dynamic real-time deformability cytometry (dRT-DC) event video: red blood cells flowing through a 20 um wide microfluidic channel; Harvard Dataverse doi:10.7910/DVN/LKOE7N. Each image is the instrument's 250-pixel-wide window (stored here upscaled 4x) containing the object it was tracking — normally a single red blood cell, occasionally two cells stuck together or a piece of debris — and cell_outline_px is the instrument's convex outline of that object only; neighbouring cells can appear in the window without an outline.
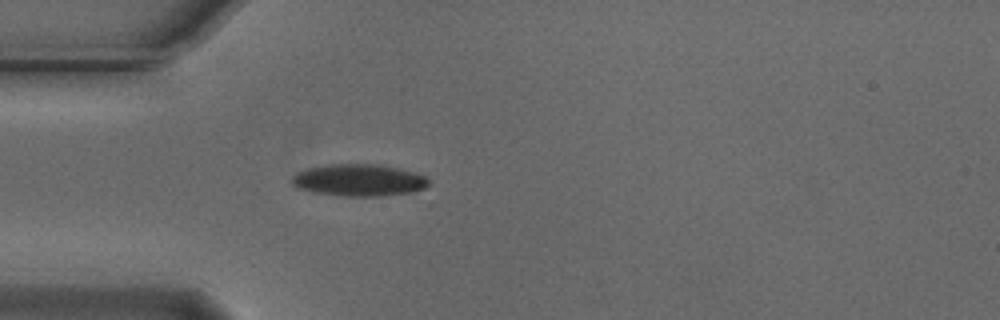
{"species": "Egyptian fruit bat (a non-hibernating species)", "species_latin": "Rousettus aegyptiacus", "temperature_condition": "cold", "stored_images_in_passage": 14, "camera_frame_rate_fps": 3000, "um_per_image_px": 0.085, "animal": {"sex": "male"}, "frame": {"image": 1, "passage_image": 1, "time_ms": 0.0, "image_size_px": [1000, 320], "cell_outline_px": [[428, 184], [424, 188], [412, 192], [380, 196], [344, 196], [312, 192], [296, 188], [292, 184], [292, 176], [296, 172], [308, 168], [328, 164], [376, 164], [400, 168], [424, 176], [428, 180]], "centroid_in_image_um": [30.46, 15.31], "position_along_channel_um": 54.5, "area_um2": 25.49}}
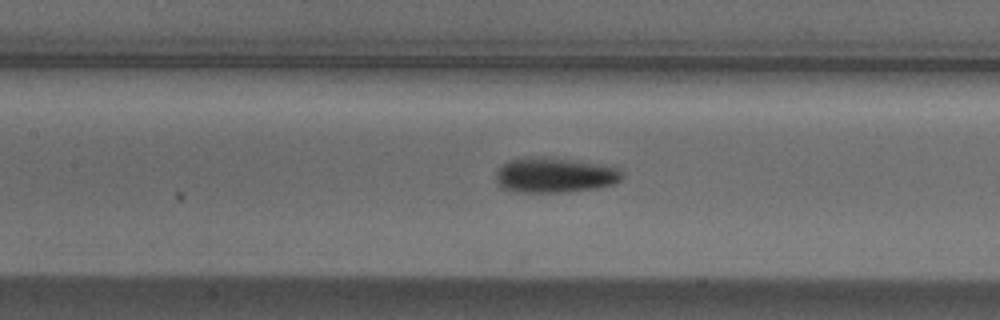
{"frame": {"image": 2, "passage_image": 10, "time_ms": 3.0, "image_size_px": [1000, 320], "cell_outline_px": [[624, 176], [616, 184], [596, 188], [568, 192], [516, 192], [500, 188], [496, 184], [496, 168], [508, 160], [520, 156], [544, 156], [596, 164], [616, 168]], "centroid_in_image_um": [47.04, 14.88], "position_along_channel_um": 160.4, "area_um2": 26.18}}
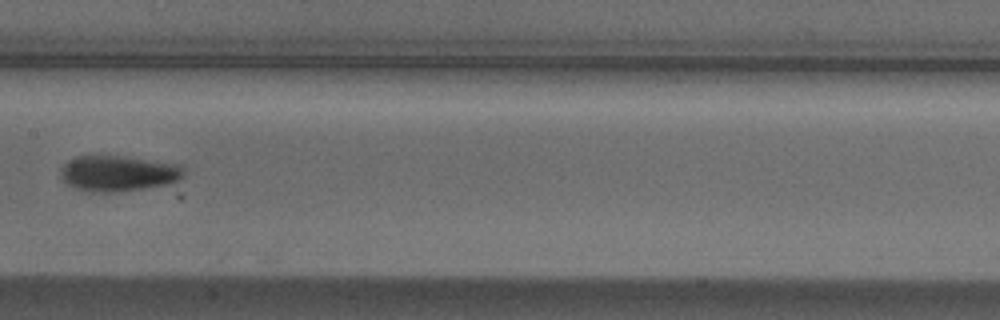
{"frame": {"image": 3, "passage_image": 13, "time_ms": 4.0, "image_size_px": [1000, 320], "cell_outline_px": [[184, 176], [180, 180], [168, 184], [144, 188], [112, 192], [92, 192], [76, 188], [68, 184], [60, 176], [60, 172], [64, 164], [68, 160], [76, 156], [124, 156], [180, 164], [184, 168]], "centroid_in_image_um": [10.08, 14.73], "position_along_channel_um": 197.3, "area_um2": 25.66}}